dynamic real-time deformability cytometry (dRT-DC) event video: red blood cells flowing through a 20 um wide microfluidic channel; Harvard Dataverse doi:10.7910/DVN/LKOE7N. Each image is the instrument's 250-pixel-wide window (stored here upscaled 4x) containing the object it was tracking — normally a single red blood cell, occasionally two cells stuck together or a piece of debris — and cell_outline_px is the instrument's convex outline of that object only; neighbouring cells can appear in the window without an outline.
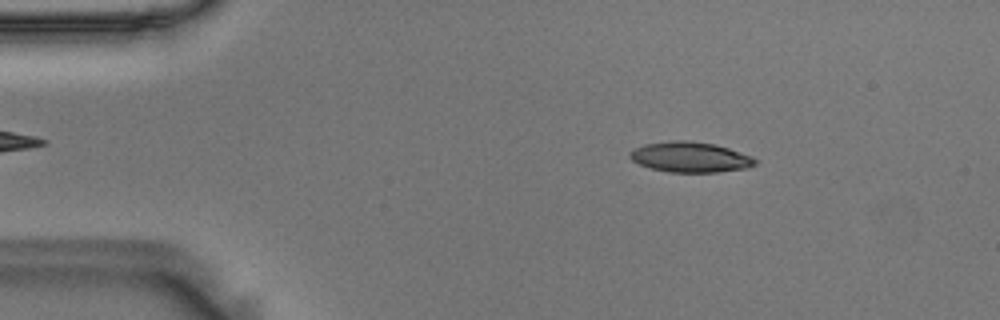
{"species": "Egyptian fruit bat (a non-hibernating species)", "species_latin": "Rousettus aegyptiacus", "temperature_condition": "room temperature", "stored_images_in_passage": 48, "camera_frame_rate_fps": 3000, "um_per_image_px": 0.085, "animal": {"sex": "male"}, "frame": {"image": 1, "passage_image": 2, "time_ms": 0.333, "image_size_px": [1000, 320], "cell_outline_px": [[760, 160], [756, 164], [748, 168], [716, 172], [668, 172], [652, 168], [640, 164], [632, 160], [628, 156], [628, 152], [644, 144], [672, 140], [688, 140], [716, 144], [752, 156]], "centroid_in_image_um": [58.7, 13.35], "position_along_channel_um": 26.3, "area_um2": 22.31}}
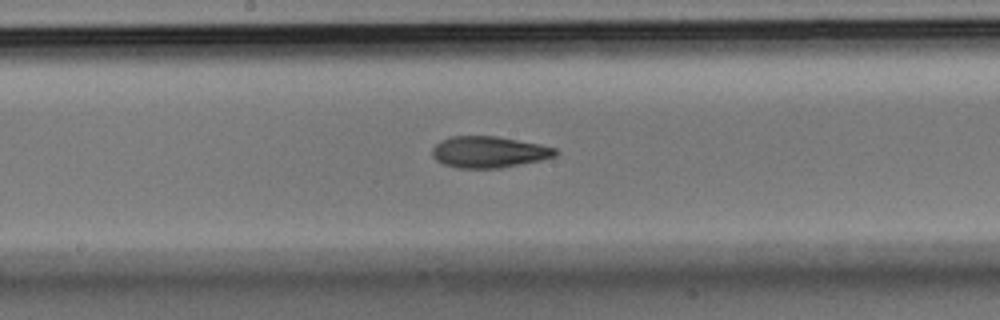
{"frame": {"image": 2, "passage_image": 22, "time_ms": 7.0, "image_size_px": [1000, 320], "cell_outline_px": [[560, 152], [556, 156], [540, 160], [500, 168], [456, 168], [444, 164], [436, 160], [432, 156], [432, 148], [440, 140], [452, 136], [496, 136], [540, 144], [556, 148]], "centroid_in_image_um": [41.55, 12.92], "position_along_channel_um": 206.6, "area_um2": 22.6}}
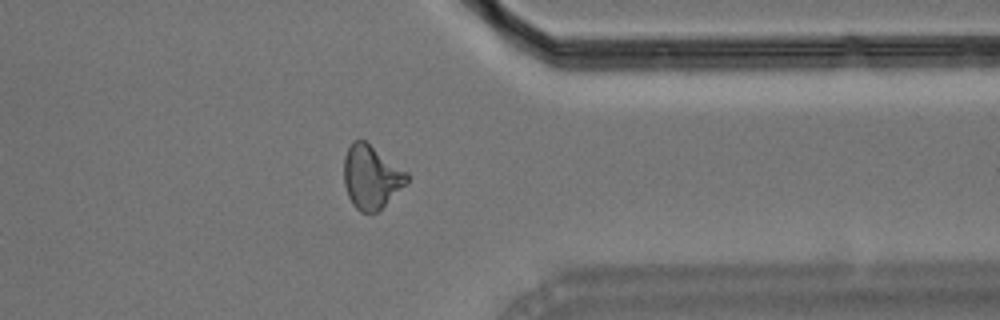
{"frame": {"image": 3, "passage_image": 37, "time_ms": 12.0, "image_size_px": [1000, 320], "cell_outline_px": [[408, 180], [376, 212], [360, 212], [352, 204], [348, 196], [344, 184], [344, 156], [352, 140], [364, 140], [408, 172]], "centroid_in_image_um": [31.51, 15.02], "position_along_channel_um": 379.9, "area_um2": 22.83}, "authors_computed_cell_mechanics": {"area_um2": 22.542, "velocity_mm_per_s": 3.6177, "shape_relaxation_time_tau1_ms": 9.9362, "shape_relaxation_time_tau2_ms": 2.1048, "deformation_change_tau1": 0.2448, "deformation_change_tau2": 0.0926}}